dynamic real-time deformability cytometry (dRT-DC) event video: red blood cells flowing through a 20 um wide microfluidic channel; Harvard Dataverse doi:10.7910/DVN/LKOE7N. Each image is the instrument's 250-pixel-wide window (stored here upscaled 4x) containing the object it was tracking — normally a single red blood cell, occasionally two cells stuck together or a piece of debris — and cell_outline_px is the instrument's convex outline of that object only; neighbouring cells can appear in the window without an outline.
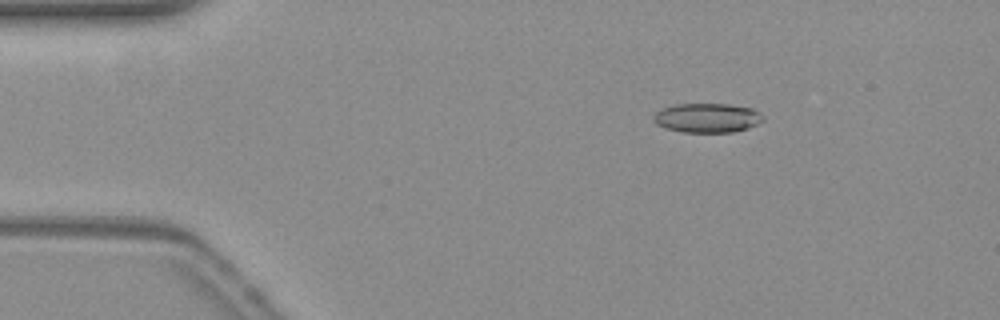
{"species": "common noctule bat (a hibernating species)", "species_latin": "Nyctalus noctula", "temperature_condition": "warm", "stored_images_in_passage": 49, "camera_frame_rate_fps": 3000, "um_per_image_px": 0.085, "animal": {"sex": "female", "body_mass_g": 19.3, "forearm_length_mm": 54.1}, "frame": {"image": 1, "passage_image": 4, "time_ms": 1.0, "image_size_px": [1000, 320], "cell_outline_px": [[764, 120], [756, 124], [732, 132], [684, 132], [668, 128], [656, 124], [652, 120], [652, 116], [660, 108], [676, 104], [728, 104], [752, 108], [764, 116]], "centroid_in_image_um": [60.07, 10.0], "position_along_channel_um": 24.9, "area_um2": 18.61}}
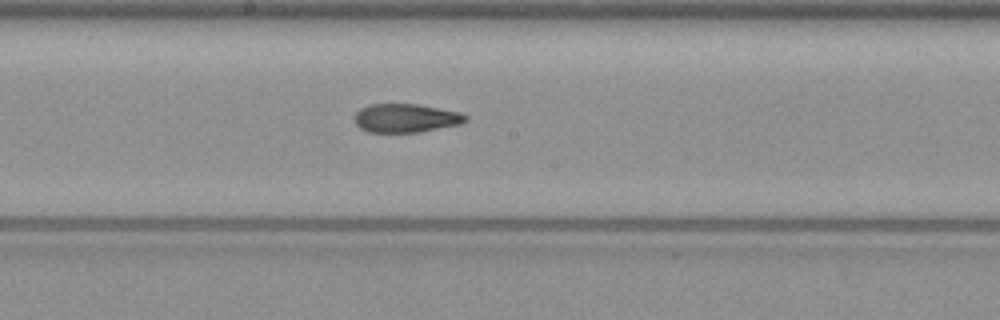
{"frame": {"image": 2, "passage_image": 24, "time_ms": 7.667, "image_size_px": [1000, 320], "cell_outline_px": [[468, 120], [460, 124], [420, 132], [368, 132], [360, 128], [352, 120], [356, 112], [360, 108], [368, 104], [416, 104], [460, 112], [468, 116]], "centroid_in_image_um": [34.46, 10.04], "position_along_channel_um": 213.7, "area_um2": 18.67}}
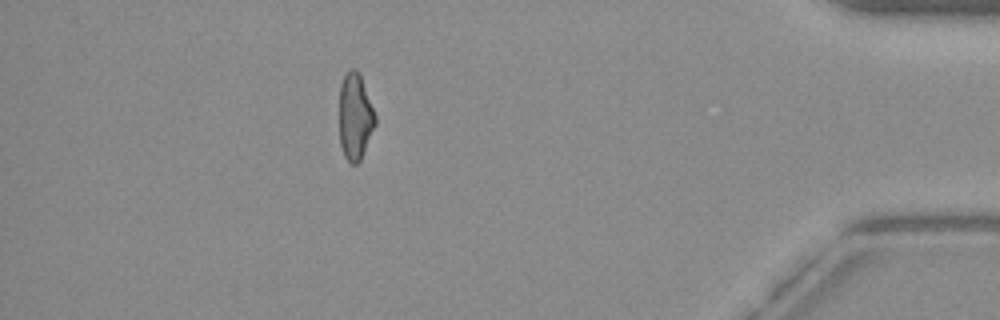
{"frame": {"image": 3, "passage_image": 43, "time_ms": 14.0, "image_size_px": [1000, 320], "cell_outline_px": [[376, 124], [360, 160], [356, 164], [352, 164], [344, 156], [340, 144], [340, 84], [344, 76], [352, 68], [356, 68], [360, 76], [376, 116]], "centroid_in_image_um": [30.18, 9.93], "position_along_channel_um": 405.0, "area_um2": 17.8}, "authors_computed_cell_mechanics": {"area_um2": 18.785, "velocity_mm_per_s": 3.8491, "shape_relaxation_time_tau1_ms": null, "shape_relaxation_time_tau2_ms": 2.99, "deformation_change_tau1": null, "deformation_change_tau2": 0.1219}}